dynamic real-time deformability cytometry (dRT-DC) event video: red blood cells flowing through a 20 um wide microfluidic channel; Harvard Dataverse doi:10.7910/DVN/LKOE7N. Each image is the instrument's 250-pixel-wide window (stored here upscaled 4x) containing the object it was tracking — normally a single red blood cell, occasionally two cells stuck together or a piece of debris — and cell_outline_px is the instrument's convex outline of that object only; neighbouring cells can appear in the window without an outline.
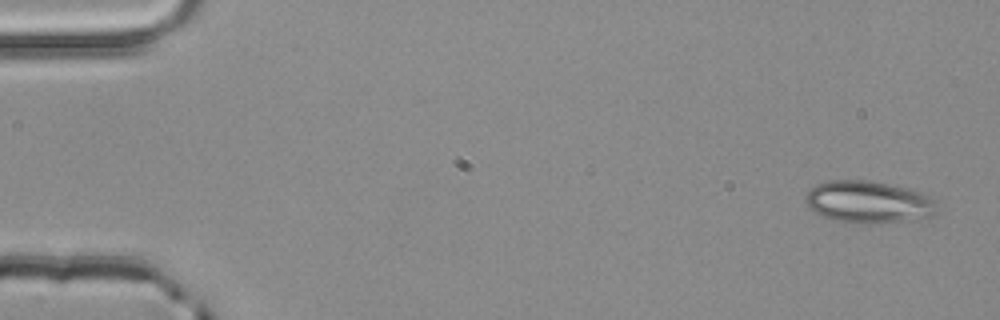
{"species": "common noctule bat (a hibernating species)", "species_latin": "Nyctalus noctula", "temperature_condition": "room temperature", "stored_images_in_passage": 4, "camera_frame_rate_fps": 3000, "um_per_image_px": 0.085, "animal": {"sex": "male", "body_mass_g": 20.4}, "frame": {"image": 1, "passage_image": 1, "time_ms": 0.0, "image_size_px": [1000, 320], "cell_outline_px": [[936, 216], [920, 220], [872, 224], [856, 224], [836, 220], [824, 216], [808, 208], [804, 200], [804, 196], [816, 184], [828, 180], [868, 180], [908, 188], [920, 192], [936, 200]], "centroid_in_image_um": [73.86, 17.19], "position_along_channel_um": 11.1, "area_um2": 32.89}}